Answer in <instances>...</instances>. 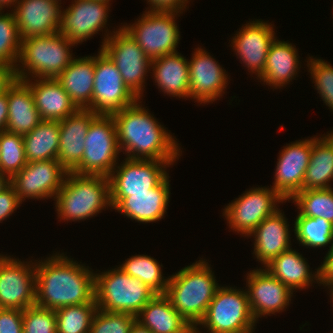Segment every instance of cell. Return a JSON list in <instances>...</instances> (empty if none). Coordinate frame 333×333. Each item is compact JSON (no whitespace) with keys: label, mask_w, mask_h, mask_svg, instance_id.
Masks as SVG:
<instances>
[{"label":"cell","mask_w":333,"mask_h":333,"mask_svg":"<svg viewBox=\"0 0 333 333\" xmlns=\"http://www.w3.org/2000/svg\"><path fill=\"white\" fill-rule=\"evenodd\" d=\"M121 166H116L108 176L112 209L130 193L150 192L168 174L165 171L167 161L141 160L125 158ZM116 170V171H115ZM116 172V173H115Z\"/></svg>","instance_id":"7c38bea8"},{"label":"cell","mask_w":333,"mask_h":333,"mask_svg":"<svg viewBox=\"0 0 333 333\" xmlns=\"http://www.w3.org/2000/svg\"><path fill=\"white\" fill-rule=\"evenodd\" d=\"M129 333H152L147 327L143 326L139 321H135Z\"/></svg>","instance_id":"681fc988"},{"label":"cell","mask_w":333,"mask_h":333,"mask_svg":"<svg viewBox=\"0 0 333 333\" xmlns=\"http://www.w3.org/2000/svg\"><path fill=\"white\" fill-rule=\"evenodd\" d=\"M9 184V178L5 174L0 173V192L4 190Z\"/></svg>","instance_id":"f907efd6"},{"label":"cell","mask_w":333,"mask_h":333,"mask_svg":"<svg viewBox=\"0 0 333 333\" xmlns=\"http://www.w3.org/2000/svg\"><path fill=\"white\" fill-rule=\"evenodd\" d=\"M113 34L104 37L101 49L120 71L124 84L140 99L151 60L123 27Z\"/></svg>","instance_id":"8fae6325"},{"label":"cell","mask_w":333,"mask_h":333,"mask_svg":"<svg viewBox=\"0 0 333 333\" xmlns=\"http://www.w3.org/2000/svg\"><path fill=\"white\" fill-rule=\"evenodd\" d=\"M23 135L0 132L1 173L9 179L27 164Z\"/></svg>","instance_id":"74e56055"},{"label":"cell","mask_w":333,"mask_h":333,"mask_svg":"<svg viewBox=\"0 0 333 333\" xmlns=\"http://www.w3.org/2000/svg\"><path fill=\"white\" fill-rule=\"evenodd\" d=\"M330 180H333V142L327 136L314 137L301 191L331 188Z\"/></svg>","instance_id":"1f68e13d"},{"label":"cell","mask_w":333,"mask_h":333,"mask_svg":"<svg viewBox=\"0 0 333 333\" xmlns=\"http://www.w3.org/2000/svg\"><path fill=\"white\" fill-rule=\"evenodd\" d=\"M97 115L89 110H78L59 121V150L57 161L71 172L82 160L85 137L91 121Z\"/></svg>","instance_id":"7402d4cb"},{"label":"cell","mask_w":333,"mask_h":333,"mask_svg":"<svg viewBox=\"0 0 333 333\" xmlns=\"http://www.w3.org/2000/svg\"><path fill=\"white\" fill-rule=\"evenodd\" d=\"M155 295L146 284L120 267L95 274V302L100 310L137 316Z\"/></svg>","instance_id":"8992f818"},{"label":"cell","mask_w":333,"mask_h":333,"mask_svg":"<svg viewBox=\"0 0 333 333\" xmlns=\"http://www.w3.org/2000/svg\"><path fill=\"white\" fill-rule=\"evenodd\" d=\"M278 209L265 218L249 236L254 235V254L262 264H268L273 258L290 249L289 224Z\"/></svg>","instance_id":"484cf974"},{"label":"cell","mask_w":333,"mask_h":333,"mask_svg":"<svg viewBox=\"0 0 333 333\" xmlns=\"http://www.w3.org/2000/svg\"><path fill=\"white\" fill-rule=\"evenodd\" d=\"M137 321L152 333H194L165 294H156L137 315Z\"/></svg>","instance_id":"83f0119b"},{"label":"cell","mask_w":333,"mask_h":333,"mask_svg":"<svg viewBox=\"0 0 333 333\" xmlns=\"http://www.w3.org/2000/svg\"><path fill=\"white\" fill-rule=\"evenodd\" d=\"M7 98L6 131L19 135L30 133L42 121L30 87L16 78L7 88Z\"/></svg>","instance_id":"d4e9b609"},{"label":"cell","mask_w":333,"mask_h":333,"mask_svg":"<svg viewBox=\"0 0 333 333\" xmlns=\"http://www.w3.org/2000/svg\"><path fill=\"white\" fill-rule=\"evenodd\" d=\"M151 5L149 11L177 12L185 8L188 0H147Z\"/></svg>","instance_id":"bcb514c9"},{"label":"cell","mask_w":333,"mask_h":333,"mask_svg":"<svg viewBox=\"0 0 333 333\" xmlns=\"http://www.w3.org/2000/svg\"><path fill=\"white\" fill-rule=\"evenodd\" d=\"M332 290H331V295H332V299H333V288H331ZM333 302V301H332Z\"/></svg>","instance_id":"db71d44e"},{"label":"cell","mask_w":333,"mask_h":333,"mask_svg":"<svg viewBox=\"0 0 333 333\" xmlns=\"http://www.w3.org/2000/svg\"><path fill=\"white\" fill-rule=\"evenodd\" d=\"M74 45L59 32L22 39L18 59L22 68L15 67V77L27 80V73H32L33 78H57L72 62L69 49Z\"/></svg>","instance_id":"5b68a950"},{"label":"cell","mask_w":333,"mask_h":333,"mask_svg":"<svg viewBox=\"0 0 333 333\" xmlns=\"http://www.w3.org/2000/svg\"><path fill=\"white\" fill-rule=\"evenodd\" d=\"M248 300L252 315L260 316L283 311L294 291L275 278L266 268L252 270L247 276Z\"/></svg>","instance_id":"e0dca14e"},{"label":"cell","mask_w":333,"mask_h":333,"mask_svg":"<svg viewBox=\"0 0 333 333\" xmlns=\"http://www.w3.org/2000/svg\"><path fill=\"white\" fill-rule=\"evenodd\" d=\"M189 68V97L200 103L212 102L226 89L227 74L218 62L202 48H197Z\"/></svg>","instance_id":"d6986e66"},{"label":"cell","mask_w":333,"mask_h":333,"mask_svg":"<svg viewBox=\"0 0 333 333\" xmlns=\"http://www.w3.org/2000/svg\"><path fill=\"white\" fill-rule=\"evenodd\" d=\"M18 0H0V10L2 11L4 6H11L16 4Z\"/></svg>","instance_id":"816d5d0a"},{"label":"cell","mask_w":333,"mask_h":333,"mask_svg":"<svg viewBox=\"0 0 333 333\" xmlns=\"http://www.w3.org/2000/svg\"><path fill=\"white\" fill-rule=\"evenodd\" d=\"M283 201L286 200L272 188L259 187L229 203L223 213L230 228L249 236L265 218L278 210L276 202Z\"/></svg>","instance_id":"4fadbf2b"},{"label":"cell","mask_w":333,"mask_h":333,"mask_svg":"<svg viewBox=\"0 0 333 333\" xmlns=\"http://www.w3.org/2000/svg\"><path fill=\"white\" fill-rule=\"evenodd\" d=\"M95 56L92 102L87 109L96 115H113L139 99L124 84L120 71L100 49Z\"/></svg>","instance_id":"9c48e42d"},{"label":"cell","mask_w":333,"mask_h":333,"mask_svg":"<svg viewBox=\"0 0 333 333\" xmlns=\"http://www.w3.org/2000/svg\"><path fill=\"white\" fill-rule=\"evenodd\" d=\"M95 57L73 59L56 78L79 110H87L92 102Z\"/></svg>","instance_id":"4316f807"},{"label":"cell","mask_w":333,"mask_h":333,"mask_svg":"<svg viewBox=\"0 0 333 333\" xmlns=\"http://www.w3.org/2000/svg\"><path fill=\"white\" fill-rule=\"evenodd\" d=\"M109 2L100 0H74L62 12L59 33L74 44L86 41L104 28Z\"/></svg>","instance_id":"2e32d148"},{"label":"cell","mask_w":333,"mask_h":333,"mask_svg":"<svg viewBox=\"0 0 333 333\" xmlns=\"http://www.w3.org/2000/svg\"><path fill=\"white\" fill-rule=\"evenodd\" d=\"M318 282L333 288V245H331L323 264L317 269Z\"/></svg>","instance_id":"f6af8a7d"},{"label":"cell","mask_w":333,"mask_h":333,"mask_svg":"<svg viewBox=\"0 0 333 333\" xmlns=\"http://www.w3.org/2000/svg\"><path fill=\"white\" fill-rule=\"evenodd\" d=\"M96 303L65 306L55 310L57 333H89Z\"/></svg>","instance_id":"8d00e7d4"},{"label":"cell","mask_w":333,"mask_h":333,"mask_svg":"<svg viewBox=\"0 0 333 333\" xmlns=\"http://www.w3.org/2000/svg\"><path fill=\"white\" fill-rule=\"evenodd\" d=\"M21 201L14 190L9 184L4 190L0 192V221L9 217L14 210L19 207Z\"/></svg>","instance_id":"ee69618b"},{"label":"cell","mask_w":333,"mask_h":333,"mask_svg":"<svg viewBox=\"0 0 333 333\" xmlns=\"http://www.w3.org/2000/svg\"><path fill=\"white\" fill-rule=\"evenodd\" d=\"M67 172L57 160L28 162L9 182L21 202L29 197L52 198L61 189Z\"/></svg>","instance_id":"9a60e30c"},{"label":"cell","mask_w":333,"mask_h":333,"mask_svg":"<svg viewBox=\"0 0 333 333\" xmlns=\"http://www.w3.org/2000/svg\"><path fill=\"white\" fill-rule=\"evenodd\" d=\"M255 322L246 291L219 287L199 325L210 333H252Z\"/></svg>","instance_id":"ba28073f"},{"label":"cell","mask_w":333,"mask_h":333,"mask_svg":"<svg viewBox=\"0 0 333 333\" xmlns=\"http://www.w3.org/2000/svg\"><path fill=\"white\" fill-rule=\"evenodd\" d=\"M8 118V98L6 92L0 95V132L6 131Z\"/></svg>","instance_id":"c3c4849f"},{"label":"cell","mask_w":333,"mask_h":333,"mask_svg":"<svg viewBox=\"0 0 333 333\" xmlns=\"http://www.w3.org/2000/svg\"><path fill=\"white\" fill-rule=\"evenodd\" d=\"M23 310L0 308V333H22Z\"/></svg>","instance_id":"7bdbcfd3"},{"label":"cell","mask_w":333,"mask_h":333,"mask_svg":"<svg viewBox=\"0 0 333 333\" xmlns=\"http://www.w3.org/2000/svg\"><path fill=\"white\" fill-rule=\"evenodd\" d=\"M58 0H18L13 14L21 39L58 33L62 11Z\"/></svg>","instance_id":"ffe728a7"},{"label":"cell","mask_w":333,"mask_h":333,"mask_svg":"<svg viewBox=\"0 0 333 333\" xmlns=\"http://www.w3.org/2000/svg\"><path fill=\"white\" fill-rule=\"evenodd\" d=\"M177 12L147 11L137 23L124 25L150 60L176 53L180 33L175 22Z\"/></svg>","instance_id":"30bf717a"},{"label":"cell","mask_w":333,"mask_h":333,"mask_svg":"<svg viewBox=\"0 0 333 333\" xmlns=\"http://www.w3.org/2000/svg\"><path fill=\"white\" fill-rule=\"evenodd\" d=\"M25 333H57L55 310L33 305L23 310Z\"/></svg>","instance_id":"60d3db41"},{"label":"cell","mask_w":333,"mask_h":333,"mask_svg":"<svg viewBox=\"0 0 333 333\" xmlns=\"http://www.w3.org/2000/svg\"><path fill=\"white\" fill-rule=\"evenodd\" d=\"M309 72L324 103L333 110V68L321 59H309Z\"/></svg>","instance_id":"b9f144b4"},{"label":"cell","mask_w":333,"mask_h":333,"mask_svg":"<svg viewBox=\"0 0 333 333\" xmlns=\"http://www.w3.org/2000/svg\"><path fill=\"white\" fill-rule=\"evenodd\" d=\"M239 30L232 40L233 48L248 70L259 77L264 71L270 45L275 40L273 26L255 20Z\"/></svg>","instance_id":"44dd1931"},{"label":"cell","mask_w":333,"mask_h":333,"mask_svg":"<svg viewBox=\"0 0 333 333\" xmlns=\"http://www.w3.org/2000/svg\"><path fill=\"white\" fill-rule=\"evenodd\" d=\"M153 65V67H152ZM154 80L164 93L173 97H189L188 61L179 53L151 60Z\"/></svg>","instance_id":"f1b7e54d"},{"label":"cell","mask_w":333,"mask_h":333,"mask_svg":"<svg viewBox=\"0 0 333 333\" xmlns=\"http://www.w3.org/2000/svg\"><path fill=\"white\" fill-rule=\"evenodd\" d=\"M85 138L82 160L71 172L108 177L115 169L120 153L112 115H97L91 121Z\"/></svg>","instance_id":"52a82bcc"},{"label":"cell","mask_w":333,"mask_h":333,"mask_svg":"<svg viewBox=\"0 0 333 333\" xmlns=\"http://www.w3.org/2000/svg\"><path fill=\"white\" fill-rule=\"evenodd\" d=\"M54 199L60 220H85L106 209V206H112L109 178L67 172Z\"/></svg>","instance_id":"277c9868"},{"label":"cell","mask_w":333,"mask_h":333,"mask_svg":"<svg viewBox=\"0 0 333 333\" xmlns=\"http://www.w3.org/2000/svg\"><path fill=\"white\" fill-rule=\"evenodd\" d=\"M120 268L131 277L139 279L156 294H165L169 278L162 276V265L147 255H136L125 260Z\"/></svg>","instance_id":"836d02e7"},{"label":"cell","mask_w":333,"mask_h":333,"mask_svg":"<svg viewBox=\"0 0 333 333\" xmlns=\"http://www.w3.org/2000/svg\"><path fill=\"white\" fill-rule=\"evenodd\" d=\"M137 102L112 115L120 151L125 150L130 159L172 164L180 155L177 141Z\"/></svg>","instance_id":"7a4b0ae2"},{"label":"cell","mask_w":333,"mask_h":333,"mask_svg":"<svg viewBox=\"0 0 333 333\" xmlns=\"http://www.w3.org/2000/svg\"><path fill=\"white\" fill-rule=\"evenodd\" d=\"M23 140L27 162L57 160L59 121L42 120Z\"/></svg>","instance_id":"d6a6232c"},{"label":"cell","mask_w":333,"mask_h":333,"mask_svg":"<svg viewBox=\"0 0 333 333\" xmlns=\"http://www.w3.org/2000/svg\"><path fill=\"white\" fill-rule=\"evenodd\" d=\"M207 263L196 261L170 276L165 292L173 308L190 324L194 333H200L197 326L220 287Z\"/></svg>","instance_id":"3957f363"},{"label":"cell","mask_w":333,"mask_h":333,"mask_svg":"<svg viewBox=\"0 0 333 333\" xmlns=\"http://www.w3.org/2000/svg\"><path fill=\"white\" fill-rule=\"evenodd\" d=\"M291 199L302 216L324 218L333 224V188L299 191Z\"/></svg>","instance_id":"d590c367"},{"label":"cell","mask_w":333,"mask_h":333,"mask_svg":"<svg viewBox=\"0 0 333 333\" xmlns=\"http://www.w3.org/2000/svg\"><path fill=\"white\" fill-rule=\"evenodd\" d=\"M35 304L57 310L95 302V273L58 254L35 263Z\"/></svg>","instance_id":"6da1fadb"},{"label":"cell","mask_w":333,"mask_h":333,"mask_svg":"<svg viewBox=\"0 0 333 333\" xmlns=\"http://www.w3.org/2000/svg\"><path fill=\"white\" fill-rule=\"evenodd\" d=\"M23 81L30 87L41 120L60 121L79 110L56 78Z\"/></svg>","instance_id":"603a6c76"},{"label":"cell","mask_w":333,"mask_h":333,"mask_svg":"<svg viewBox=\"0 0 333 333\" xmlns=\"http://www.w3.org/2000/svg\"><path fill=\"white\" fill-rule=\"evenodd\" d=\"M294 233L303 246L318 248L333 245V224L324 218L297 215Z\"/></svg>","instance_id":"e575fe53"},{"label":"cell","mask_w":333,"mask_h":333,"mask_svg":"<svg viewBox=\"0 0 333 333\" xmlns=\"http://www.w3.org/2000/svg\"><path fill=\"white\" fill-rule=\"evenodd\" d=\"M275 38L270 45L263 73L259 79L269 86L283 87L297 74L299 59L295 46Z\"/></svg>","instance_id":"f546056e"},{"label":"cell","mask_w":333,"mask_h":333,"mask_svg":"<svg viewBox=\"0 0 333 333\" xmlns=\"http://www.w3.org/2000/svg\"><path fill=\"white\" fill-rule=\"evenodd\" d=\"M264 267L292 291L306 288L314 280L318 283V271L312 275L305 258L291 248L273 258Z\"/></svg>","instance_id":"4dcf8cb0"},{"label":"cell","mask_w":333,"mask_h":333,"mask_svg":"<svg viewBox=\"0 0 333 333\" xmlns=\"http://www.w3.org/2000/svg\"><path fill=\"white\" fill-rule=\"evenodd\" d=\"M312 138L288 144L279 155L273 190L286 201L302 190L306 169L311 159Z\"/></svg>","instance_id":"ac0fdd59"},{"label":"cell","mask_w":333,"mask_h":333,"mask_svg":"<svg viewBox=\"0 0 333 333\" xmlns=\"http://www.w3.org/2000/svg\"><path fill=\"white\" fill-rule=\"evenodd\" d=\"M137 316L97 309L89 333H129Z\"/></svg>","instance_id":"ab89813d"},{"label":"cell","mask_w":333,"mask_h":333,"mask_svg":"<svg viewBox=\"0 0 333 333\" xmlns=\"http://www.w3.org/2000/svg\"><path fill=\"white\" fill-rule=\"evenodd\" d=\"M327 137L333 142V133L331 132V134H328Z\"/></svg>","instance_id":"f5cc1de1"},{"label":"cell","mask_w":333,"mask_h":333,"mask_svg":"<svg viewBox=\"0 0 333 333\" xmlns=\"http://www.w3.org/2000/svg\"><path fill=\"white\" fill-rule=\"evenodd\" d=\"M169 176L150 192L130 193L114 209L138 222H155L164 217L169 202Z\"/></svg>","instance_id":"cb8c5ba5"},{"label":"cell","mask_w":333,"mask_h":333,"mask_svg":"<svg viewBox=\"0 0 333 333\" xmlns=\"http://www.w3.org/2000/svg\"><path fill=\"white\" fill-rule=\"evenodd\" d=\"M2 14L0 10V62L15 69L19 66L15 63L19 59L22 39L13 12Z\"/></svg>","instance_id":"f35d334b"},{"label":"cell","mask_w":333,"mask_h":333,"mask_svg":"<svg viewBox=\"0 0 333 333\" xmlns=\"http://www.w3.org/2000/svg\"><path fill=\"white\" fill-rule=\"evenodd\" d=\"M16 79L15 69L0 62V95L6 92L8 86Z\"/></svg>","instance_id":"7dc6e473"},{"label":"cell","mask_w":333,"mask_h":333,"mask_svg":"<svg viewBox=\"0 0 333 333\" xmlns=\"http://www.w3.org/2000/svg\"><path fill=\"white\" fill-rule=\"evenodd\" d=\"M0 255V308L18 309L35 305V264Z\"/></svg>","instance_id":"5bb4252c"}]
</instances>
